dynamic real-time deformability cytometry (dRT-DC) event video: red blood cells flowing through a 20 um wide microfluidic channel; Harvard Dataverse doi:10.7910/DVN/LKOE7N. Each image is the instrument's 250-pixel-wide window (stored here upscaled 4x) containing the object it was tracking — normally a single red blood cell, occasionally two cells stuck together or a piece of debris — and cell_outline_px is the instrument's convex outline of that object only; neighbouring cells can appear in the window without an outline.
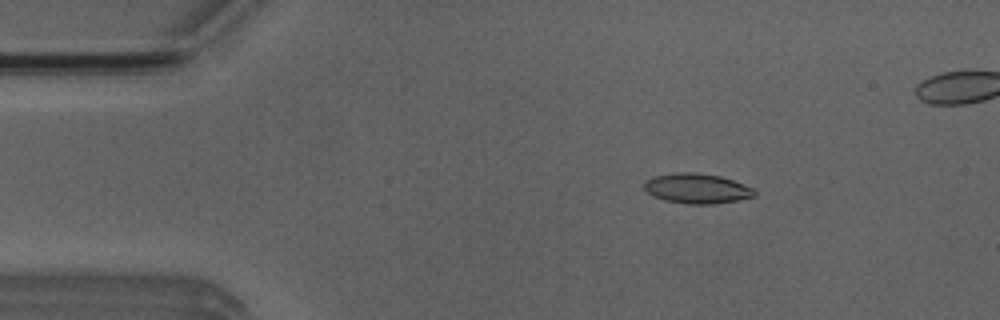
{"species": "Egyptian fruit bat (a non-hibernating species)", "species_latin": "Rousettus aegyptiacus", "temperature_condition": "room temperature", "stored_images_in_passage": 47, "camera_frame_rate_fps": 3000, "um_per_image_px": 0.085, "animal": {"sex": "male"}, "frame": {"image": 1, "passage_image": 7, "time_ms": 2.0, "image_size_px": [1000, 320], "cell_outline_px": [[756, 196], [716, 204], [688, 204], [664, 200], [652, 196], [644, 188], [644, 180], [652, 176], [676, 172], [692, 172], [720, 176], [744, 184], [752, 188], [756, 192]], "centroid_in_image_um": [59.2, 16.02], "position_along_channel_um": 25.8, "area_um2": 19.36}}
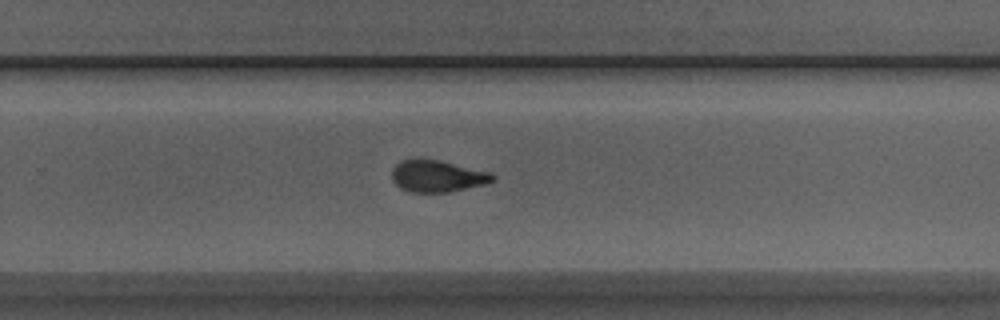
{"frame": {"image": 2, "passage_image": 32, "time_ms": 10.333, "image_size_px": [1000, 320], "cell_outline_px": [[496, 180], [488, 184], [452, 192], [408, 192], [400, 188], [392, 180], [392, 168], [400, 160], [420, 156], [440, 160], [488, 172], [496, 176]], "centroid_in_image_um": [37.15, 14.95], "position_along_channel_um": 292.6, "area_um2": 19.31}}
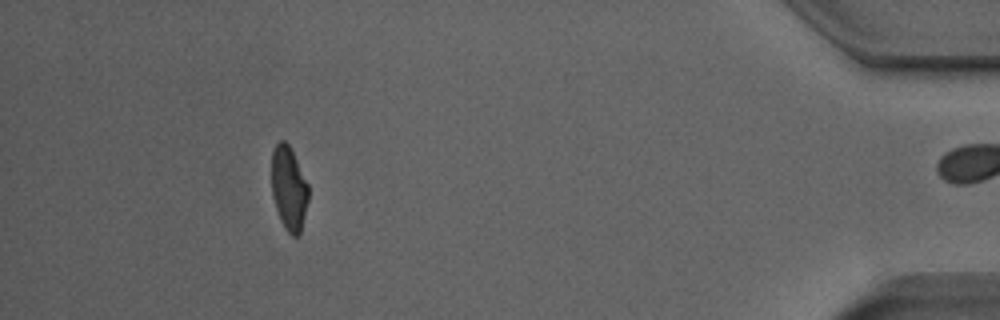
{"frame": {"image": 3, "passage_image": 46, "time_ms": 15.0, "image_size_px": [1000, 320], "cell_outline_px": [[308, 200], [300, 232], [296, 236], [292, 236], [284, 228], [280, 220], [272, 196], [272, 152], [276, 144], [280, 140], [284, 140], [288, 144], [308, 184]], "centroid_in_image_um": [24.54, 16.02], "position_along_channel_um": 410.7, "area_um2": 17.74}, "authors_computed_cell_mechanics": {"area_um2": 19.1896, "velocity_mm_per_s": 3.9189, "shape_relaxation_time_tau1_ms": 6.4034, "shape_relaxation_time_tau2_ms": 1.6551, "deformation_change_tau1": 0.1724, "deformation_change_tau2": 0.0808}}